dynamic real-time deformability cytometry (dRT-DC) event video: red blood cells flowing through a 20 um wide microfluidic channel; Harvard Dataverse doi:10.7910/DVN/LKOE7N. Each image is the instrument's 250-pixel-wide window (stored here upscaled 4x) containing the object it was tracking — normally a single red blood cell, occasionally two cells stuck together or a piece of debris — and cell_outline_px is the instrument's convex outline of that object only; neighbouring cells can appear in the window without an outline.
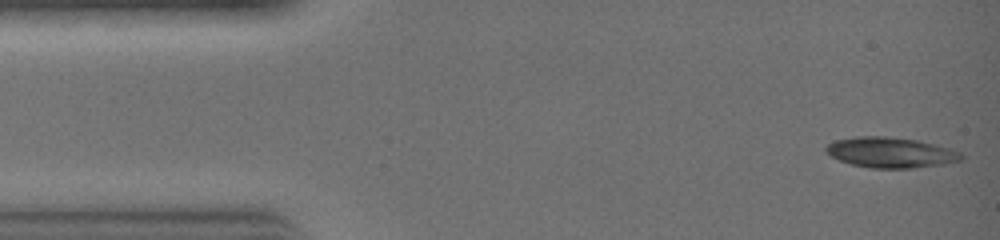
{"species": "common noctule bat (a hibernating species)", "species_latin": "Nyctalus noctula", "temperature_condition": "warm", "stored_images_in_passage": 30, "camera_frame_rate_fps": 3000, "um_per_image_px": 0.085, "animal": {"sex": "female", "body_mass_g": 19.0, "forearm_length_mm": 51.5}, "frame": {"image": 1, "passage_image": 1, "time_ms": 0.0, "image_size_px": [1000, 240], "cell_outline_px": [[964, 156], [960, 160], [944, 164], [912, 168], [868, 168], [852, 164], [840, 160], [832, 156], [824, 148], [832, 140], [856, 136], [888, 136], [916, 140], [936, 144], [960, 152]], "centroid_in_image_um": [75.69, 12.95], "position_along_channel_um": 9.3, "area_um2": 23.99}}